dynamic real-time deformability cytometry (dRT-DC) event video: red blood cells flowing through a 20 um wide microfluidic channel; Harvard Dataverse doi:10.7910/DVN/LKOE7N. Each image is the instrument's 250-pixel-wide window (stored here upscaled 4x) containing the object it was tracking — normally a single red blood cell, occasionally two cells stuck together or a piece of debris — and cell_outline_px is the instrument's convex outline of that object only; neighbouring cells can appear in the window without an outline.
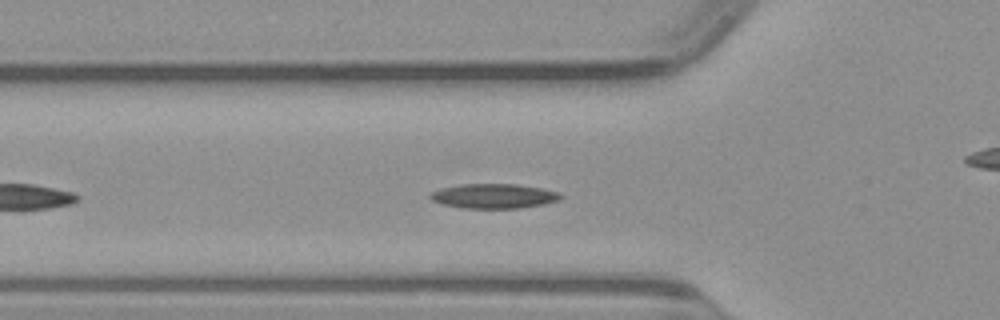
{"species": "common noctule bat (a hibernating species)", "species_latin": "Nyctalus noctula", "temperature_condition": "warm", "stored_images_in_passage": 31, "camera_frame_rate_fps": 3000, "um_per_image_px": 0.085, "animal": {"sex": "male", "body_mass_g": 23.1, "forearm_length_mm": 52.7}, "frame": {"image": 1, "passage_image": 7, "time_ms": 2.0, "image_size_px": [1000, 320], "cell_outline_px": [[564, 196], [560, 200], [544, 204], [520, 208], [460, 208], [444, 204], [432, 200], [428, 196], [432, 192], [440, 188], [460, 184], [516, 184], [540, 188], [560, 192]], "centroid_in_image_um": [41.99, 16.66], "position_along_channel_um": 83.8, "area_um2": 18.79}}
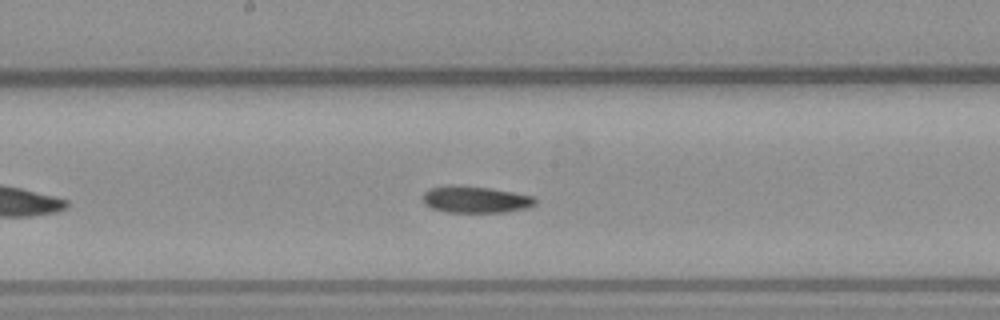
{"frame": {"image": 2, "passage_image": 16, "time_ms": 5.0, "image_size_px": [1000, 320], "cell_outline_px": [[536, 204], [528, 208], [504, 212], [444, 212], [432, 208], [424, 204], [424, 192], [432, 188], [448, 184], [488, 188], [512, 192], [532, 196], [536, 200]], "centroid_in_image_um": [40.41, 16.96], "position_along_channel_um": 207.8, "area_um2": 17.4}}
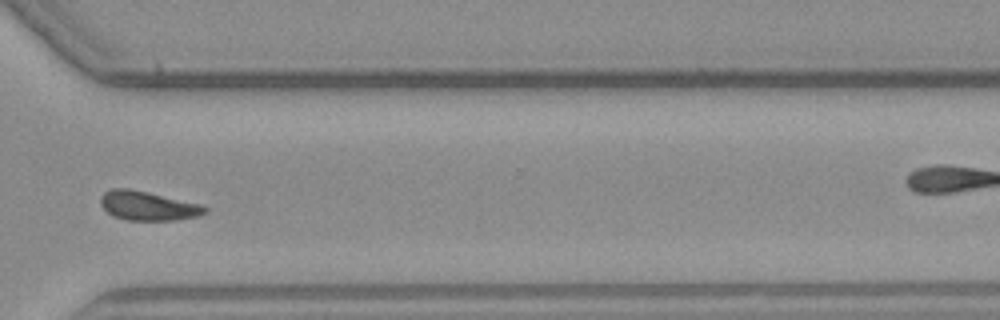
{"frame": {"image": 3, "passage_image": 27, "time_ms": 8.667, "image_size_px": [1000, 320], "cell_outline_px": [[208, 212], [196, 216], [176, 220], [128, 220], [112, 216], [100, 204], [100, 196], [104, 192], [112, 188], [128, 188], [200, 204], [208, 208]], "centroid_in_image_um": [12.54, 17.5], "position_along_channel_um": 358.1, "area_um2": 17.57}}